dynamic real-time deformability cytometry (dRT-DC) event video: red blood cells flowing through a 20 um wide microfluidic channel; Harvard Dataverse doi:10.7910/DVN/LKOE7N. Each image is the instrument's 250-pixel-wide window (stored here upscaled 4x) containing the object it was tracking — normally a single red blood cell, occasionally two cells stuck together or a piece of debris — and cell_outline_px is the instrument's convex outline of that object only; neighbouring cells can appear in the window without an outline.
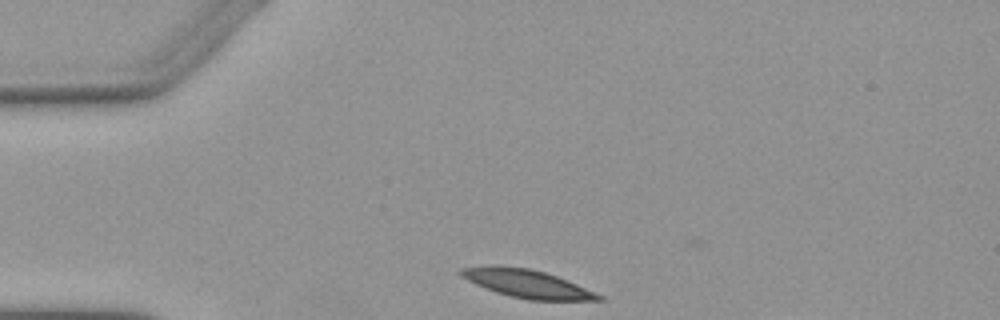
{"species": "Egyptian fruit bat (a non-hibernating species)", "species_latin": "Rousettus aegyptiacus", "temperature_condition": "warm", "stored_images_in_passage": 4, "camera_frame_rate_fps": 3000, "um_per_image_px": 0.085, "animal": {"sex": "female"}, "frame": {"image": 1, "passage_image": 1, "time_ms": 0.0, "image_size_px": [1000, 320], "cell_outline_px": [[604, 300], [528, 300], [508, 296], [496, 292], [476, 284], [460, 276], [456, 272], [460, 268], [496, 264], [528, 268], [544, 272], [556, 276], [576, 284], [604, 296]], "centroid_in_image_um": [44.73, 24.1], "position_along_channel_um": 40.3, "area_um2": 22.6}}